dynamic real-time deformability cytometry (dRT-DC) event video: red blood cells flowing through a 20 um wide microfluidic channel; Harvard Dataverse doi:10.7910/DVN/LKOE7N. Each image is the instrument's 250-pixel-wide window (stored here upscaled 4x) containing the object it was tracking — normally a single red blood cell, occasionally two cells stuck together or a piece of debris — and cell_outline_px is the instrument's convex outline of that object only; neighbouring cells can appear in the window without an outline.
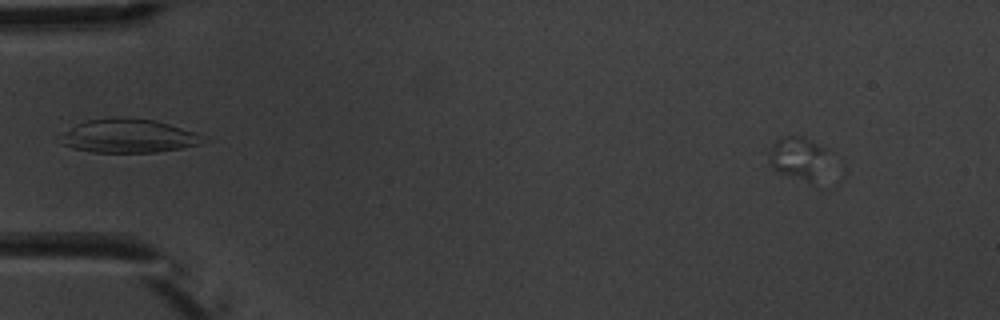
{"species": "common noctule bat (a hibernating species)", "species_latin": "Nyctalus noctula", "temperature_condition": "warm", "stored_images_in_passage": 3, "camera_frame_rate_fps": 3000, "um_per_image_px": 0.085, "animal": {"sex": "male", "body_mass_g": 20.1, "forearm_length_mm": 53.5}, "frame": {"image": 1, "passage_image": 1, "time_ms": 0.0, "image_size_px": [1000, 320], "cell_outline_px": [[824, 148], [812, 180], [808, 180], [780, 172], [768, 164], [768, 152], [772, 144], [776, 140], [784, 136], [804, 136]], "centroid_in_image_um": [67.61, 13.29], "position_along_channel_um": 17.4, "area_um2": 13.06}}